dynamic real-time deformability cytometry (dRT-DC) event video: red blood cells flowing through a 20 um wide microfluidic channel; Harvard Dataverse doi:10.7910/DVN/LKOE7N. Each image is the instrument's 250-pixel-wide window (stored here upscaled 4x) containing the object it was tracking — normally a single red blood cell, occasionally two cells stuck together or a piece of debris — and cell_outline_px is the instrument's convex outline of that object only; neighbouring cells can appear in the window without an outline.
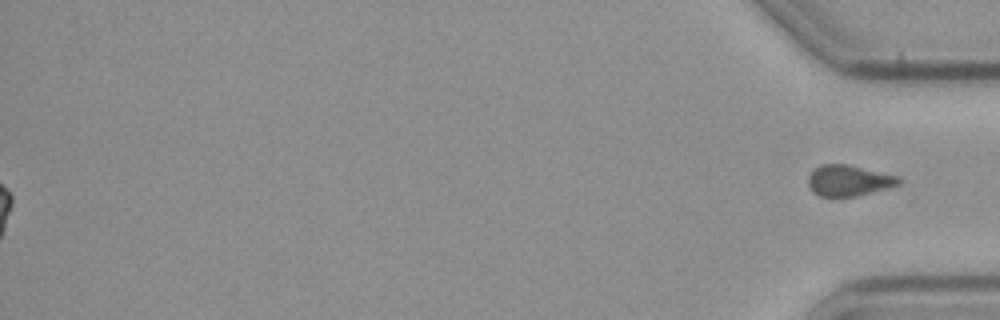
{"species": "common noctule bat (a hibernating species)", "species_latin": "Nyctalus noctula", "temperature_condition": "cold", "stored_images_in_passage": 60, "segment_of_instrument_passage": [2, 2], "camera_frame_rate_fps": 3000, "um_per_image_px": 0.085, "animal": {"sex": "male", "body_mass_g": 23.1, "forearm_length_mm": 52.7}, "frame": {"image": 1, "passage_image": 60, "time_ms": 19.667, "image_size_px": [1000, 320], "cell_outline_px": [[900, 184], [888, 188], [856, 196], [836, 200], [832, 200], [820, 196], [808, 184], [808, 176], [820, 164], [848, 164], [900, 176]], "centroid_in_image_um": [72.15, 15.38], "position_along_channel_um": 363.1, "area_um2": 16.76}}